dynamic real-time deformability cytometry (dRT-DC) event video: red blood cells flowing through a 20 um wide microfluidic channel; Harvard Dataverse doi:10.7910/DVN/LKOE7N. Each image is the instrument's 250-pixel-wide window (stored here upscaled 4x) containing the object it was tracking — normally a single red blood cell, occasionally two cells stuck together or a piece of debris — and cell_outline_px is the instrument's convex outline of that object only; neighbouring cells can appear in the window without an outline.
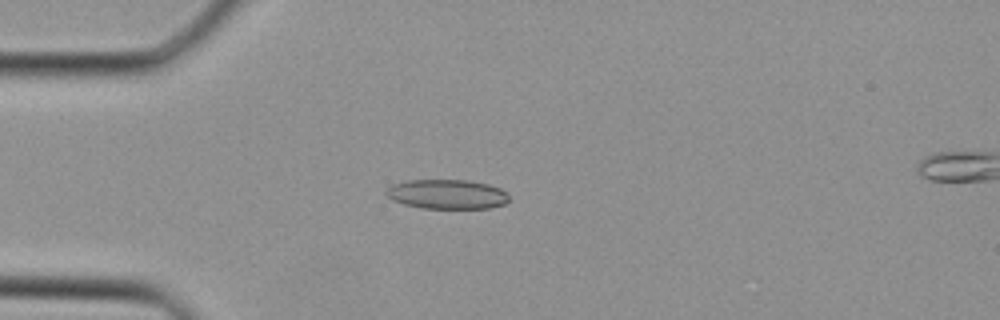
{"species": "Egyptian fruit bat (a non-hibernating species)", "species_latin": "Rousettus aegyptiacus", "temperature_condition": "cold", "stored_images_in_passage": 39, "camera_frame_rate_fps": 3000, "um_per_image_px": 0.085, "animal": {"sex": "female"}, "frame": {"image": 1, "passage_image": 11, "time_ms": 3.333, "image_size_px": [1000, 320], "cell_outline_px": [[508, 200], [504, 204], [488, 208], [420, 208], [404, 204], [392, 200], [384, 192], [392, 184], [408, 180], [468, 180], [488, 184], [500, 188], [508, 196]], "centroid_in_image_um": [37.97, 16.5], "position_along_channel_um": 47.0, "area_um2": 21.04}}
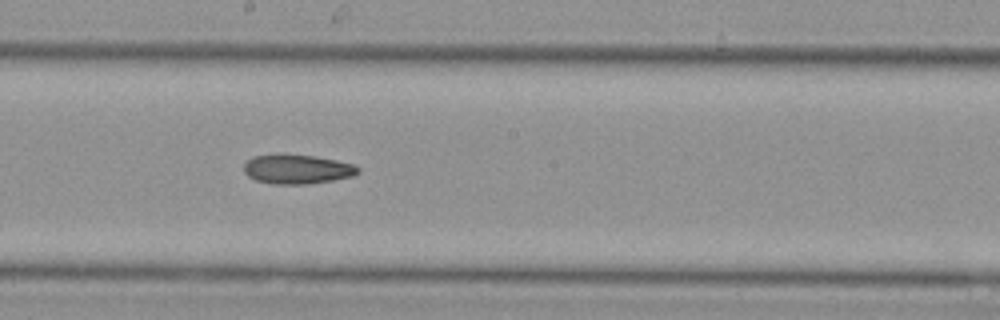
{"frame": {"image": 2, "passage_image": 22, "time_ms": 7.0, "image_size_px": [1000, 320], "cell_outline_px": [[360, 172], [352, 176], [332, 180], [308, 184], [272, 184], [256, 180], [248, 176], [244, 172], [244, 164], [252, 156], [276, 152], [316, 156], [336, 160], [352, 164], [360, 168]], "centroid_in_image_um": [25.21, 14.35], "position_along_channel_um": 223.0, "area_um2": 19.94}}
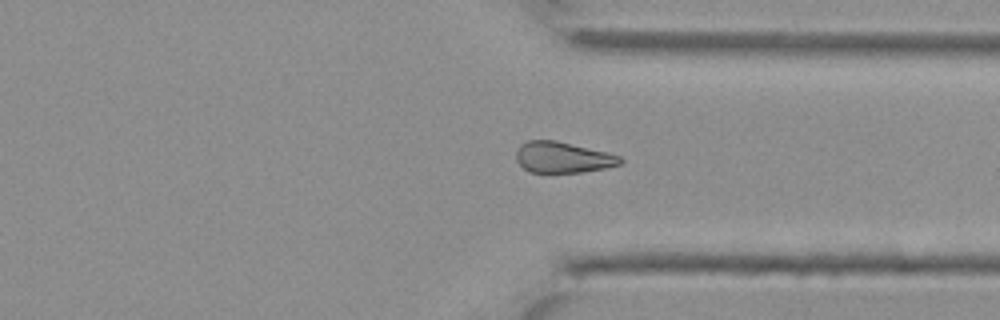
{"frame": {"image": 3, "passage_image": 30, "time_ms": 9.667, "image_size_px": [1000, 320], "cell_outline_px": [[624, 160], [620, 164], [604, 168], [580, 172], [528, 172], [516, 160], [516, 152], [520, 144], [528, 140], [556, 140], [608, 152], [620, 156]], "centroid_in_image_um": [47.83, 13.36], "position_along_channel_um": 363.6, "area_um2": 18.79}}